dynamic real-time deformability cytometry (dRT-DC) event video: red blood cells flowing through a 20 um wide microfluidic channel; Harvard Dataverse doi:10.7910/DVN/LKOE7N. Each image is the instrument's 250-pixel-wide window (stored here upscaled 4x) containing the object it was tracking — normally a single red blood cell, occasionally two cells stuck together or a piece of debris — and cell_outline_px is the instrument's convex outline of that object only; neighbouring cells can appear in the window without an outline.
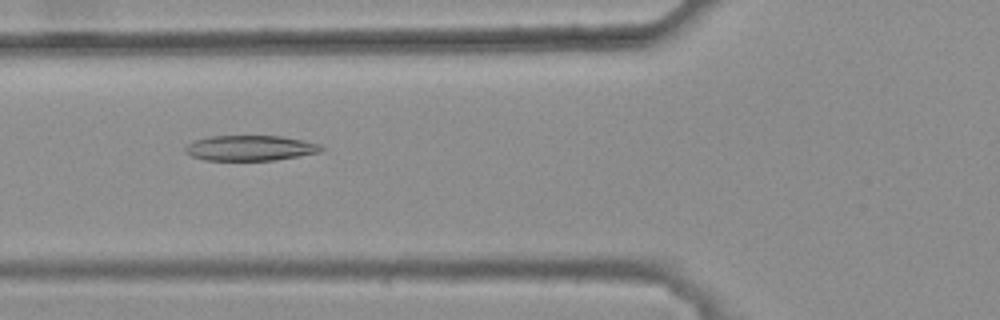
{"species": "common noctule bat (a hibernating species)", "species_latin": "Nyctalus noctula", "temperature_condition": "warm", "stored_images_in_passage": 47, "camera_frame_rate_fps": 3000, "um_per_image_px": 0.085, "animal": {"sex": "female", "body_mass_g": 25.1}, "frame": {"image": 1, "passage_image": 19, "time_ms": 6.0, "image_size_px": [1000, 320], "cell_outline_px": [[324, 148], [320, 152], [272, 160], [204, 160], [192, 156], [184, 152], [184, 148], [188, 144], [196, 140], [208, 136], [280, 136], [304, 140], [320, 144]], "centroid_in_image_um": [21.25, 12.58], "position_along_channel_um": 104.6, "area_um2": 19.94}}
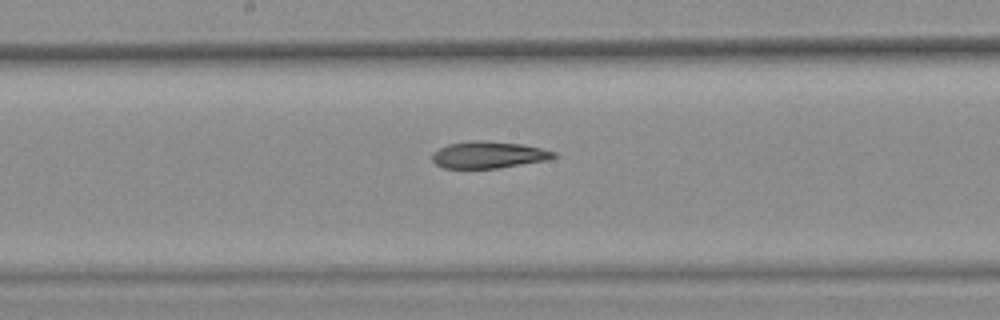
{"frame": {"image": 2, "passage_image": 27, "time_ms": 8.667, "image_size_px": [1000, 320], "cell_outline_px": [[556, 156], [548, 160], [496, 168], [444, 168], [436, 164], [432, 160], [432, 152], [448, 144], [472, 140], [488, 140], [520, 144], [540, 148], [556, 152]], "centroid_in_image_um": [41.5, 13.15], "position_along_channel_um": 206.7, "area_um2": 18.96}}
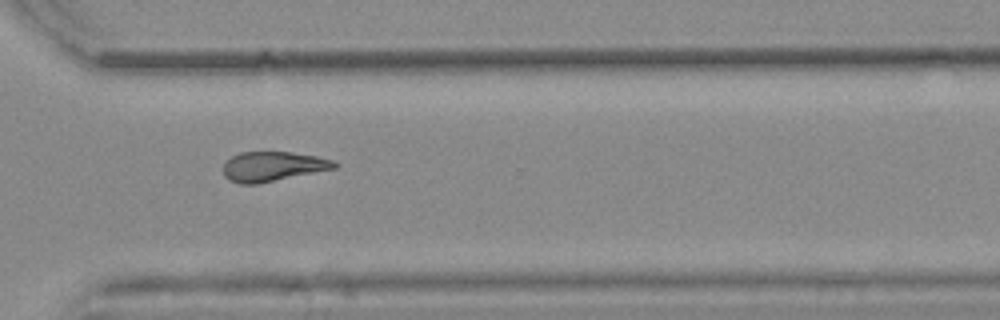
{"frame": {"image": 3, "passage_image": 38, "time_ms": 12.333, "image_size_px": [1000, 320], "cell_outline_px": [[340, 164], [336, 168], [256, 184], [240, 184], [228, 180], [224, 176], [224, 164], [232, 156], [240, 152], [292, 152], [316, 156], [332, 160]], "centroid_in_image_um": [23.19, 14.15], "position_along_channel_um": 347.4, "area_um2": 19.13}}